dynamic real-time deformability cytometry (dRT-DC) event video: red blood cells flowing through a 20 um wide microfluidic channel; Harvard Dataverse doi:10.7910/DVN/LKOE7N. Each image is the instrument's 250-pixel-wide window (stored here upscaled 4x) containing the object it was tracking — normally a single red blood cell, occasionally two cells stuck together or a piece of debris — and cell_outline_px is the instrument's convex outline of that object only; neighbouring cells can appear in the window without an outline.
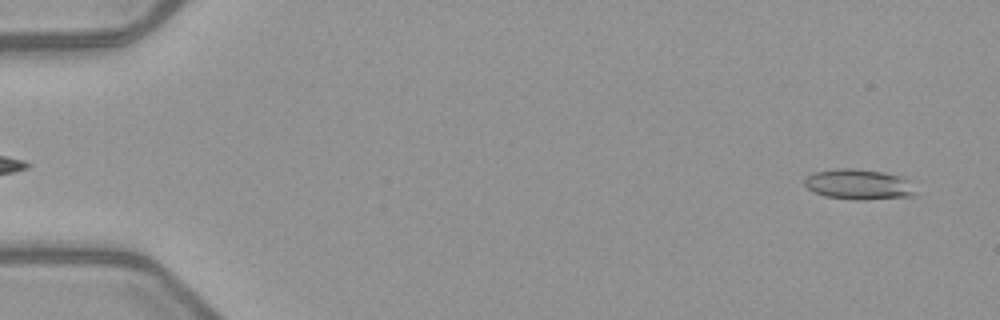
{"species": "common noctule bat (a hibernating species)", "species_latin": "Nyctalus noctula", "temperature_condition": "warm", "stored_images_in_passage": 4, "camera_frame_rate_fps": 3000, "um_per_image_px": 0.085, "animal": {"sex": "female", "body_mass_g": 21.9}, "frame": {"image": 1, "passage_image": 4, "time_ms": 3.667, "image_size_px": [1000, 320], "cell_outline_px": [[916, 196], [868, 200], [860, 200], [824, 196], [808, 188], [804, 184], [804, 180], [812, 172], [836, 168], [856, 168], [904, 176], [908, 180], [916, 192]], "centroid_in_image_um": [73.01, 15.67], "position_along_channel_um": 12.0, "area_um2": 19.83}}